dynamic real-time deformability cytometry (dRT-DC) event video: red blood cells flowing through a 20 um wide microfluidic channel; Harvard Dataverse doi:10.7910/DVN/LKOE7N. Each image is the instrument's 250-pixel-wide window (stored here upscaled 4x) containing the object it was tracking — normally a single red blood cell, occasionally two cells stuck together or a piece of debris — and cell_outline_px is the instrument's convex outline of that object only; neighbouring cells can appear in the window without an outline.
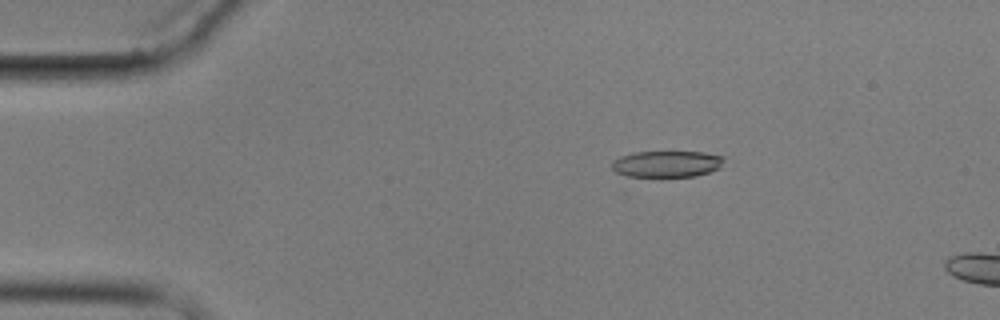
{"species": "common noctule bat (a hibernating species)", "species_latin": "Nyctalus noctula", "temperature_condition": "cold", "stored_images_in_passage": 5, "camera_frame_rate_fps": 3000, "um_per_image_px": 0.085, "animal": {"sex": "male", "body_mass_g": 17.9}, "frame": {"image": 1, "passage_image": 4, "time_ms": 4.333, "image_size_px": [1000, 320], "cell_outline_px": [[724, 160], [720, 168], [696, 176], [660, 180], [632, 180], [616, 172], [612, 168], [612, 160], [620, 156], [636, 152], [704, 152], [724, 156]], "centroid_in_image_um": [56.6, 14.02], "position_along_channel_um": 28.4, "area_um2": 18.67}}